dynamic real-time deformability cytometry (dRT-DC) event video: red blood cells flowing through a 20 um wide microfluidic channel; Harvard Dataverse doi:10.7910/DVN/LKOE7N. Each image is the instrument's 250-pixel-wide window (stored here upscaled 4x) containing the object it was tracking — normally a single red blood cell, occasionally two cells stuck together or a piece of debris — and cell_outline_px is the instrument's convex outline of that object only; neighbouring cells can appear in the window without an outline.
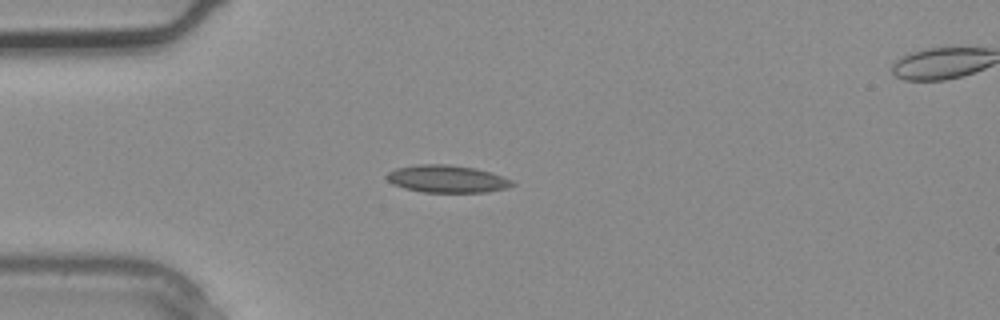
{"species": "common noctule bat (a hibernating species)", "species_latin": "Nyctalus noctula", "temperature_condition": "warm", "stored_images_in_passage": 3, "camera_frame_rate_fps": 3000, "um_per_image_px": 0.085, "animal": {"sex": "male", "body_mass_g": 20.4}, "frame": {"image": 1, "passage_image": 2, "time_ms": 0.333, "image_size_px": [1000, 320], "cell_outline_px": [[516, 184], [504, 188], [488, 192], [424, 192], [404, 188], [392, 184], [384, 176], [388, 172], [396, 168], [420, 164], [448, 164], [476, 168], [512, 180]], "centroid_in_image_um": [37.95, 15.2], "position_along_channel_um": 47.0, "area_um2": 19.94}}